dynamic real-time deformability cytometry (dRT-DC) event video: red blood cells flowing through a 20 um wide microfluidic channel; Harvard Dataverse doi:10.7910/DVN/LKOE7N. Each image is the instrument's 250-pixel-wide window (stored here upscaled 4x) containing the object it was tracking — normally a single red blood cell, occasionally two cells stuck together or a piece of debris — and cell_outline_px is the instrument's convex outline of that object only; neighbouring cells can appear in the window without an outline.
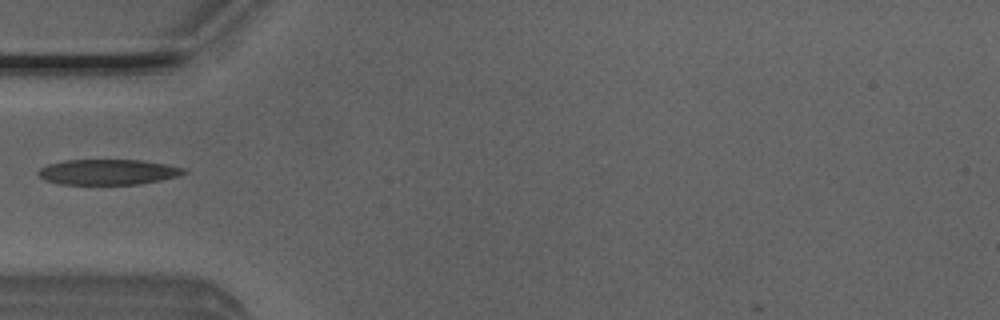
{"species": "Egyptian fruit bat (a non-hibernating species)", "species_latin": "Rousettus aegyptiacus", "temperature_condition": "room temperature", "stored_images_in_passage": 34, "camera_frame_rate_fps": 3000, "um_per_image_px": 0.085, "animal": {"sex": "male"}, "frame": {"image": 1, "passage_image": 1, "time_ms": 0.0, "image_size_px": [1000, 320], "cell_outline_px": [[184, 172], [176, 176], [160, 180], [140, 184], [60, 184], [44, 180], [36, 172], [40, 168], [48, 164], [64, 160], [140, 160], [164, 164], [184, 168]], "centroid_in_image_um": [9.1, 14.62], "position_along_channel_um": 75.9, "area_um2": 21.33}}
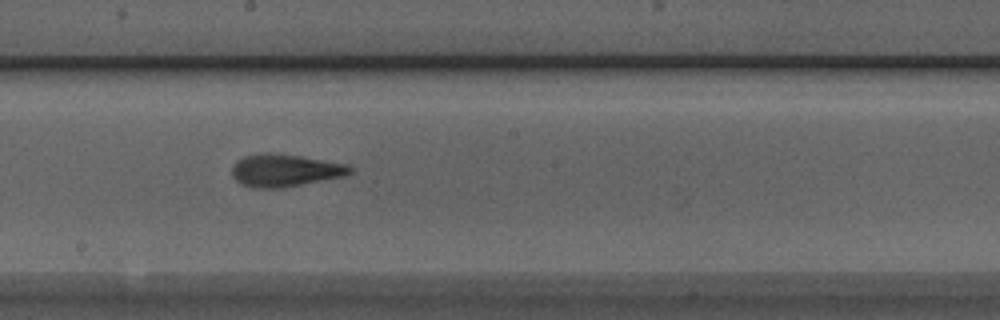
{"frame": {"image": 2, "passage_image": 12, "time_ms": 3.667, "image_size_px": [1000, 320], "cell_outline_px": [[352, 172], [344, 176], [280, 188], [252, 188], [240, 184], [232, 176], [232, 168], [236, 160], [244, 156], [268, 152], [300, 156], [348, 164], [352, 168]], "centroid_in_image_um": [24.19, 14.48], "position_along_channel_um": 224.0, "area_um2": 22.31}}
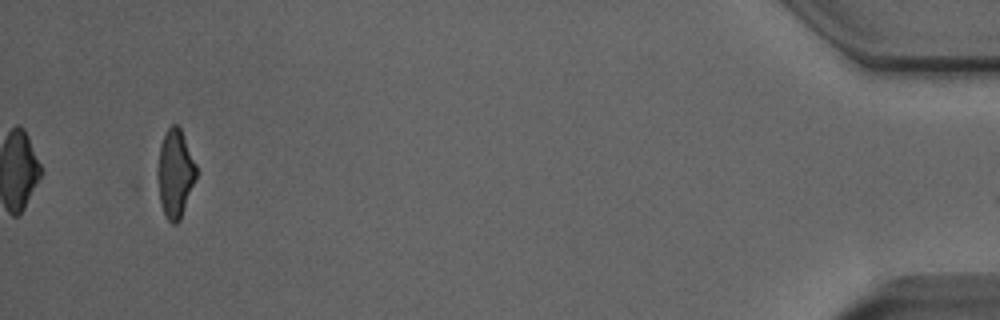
{"frame": {"image": 3, "passage_image": 33, "time_ms": 10.667, "image_size_px": [1000, 320], "cell_outline_px": [[200, 172], [180, 220], [176, 224], [172, 224], [168, 220], [160, 204], [156, 176], [156, 172], [160, 144], [168, 128], [172, 124], [176, 124], [180, 128]], "centroid_in_image_um": [14.9, 14.77], "position_along_channel_um": 420.3, "area_um2": 20.4}}